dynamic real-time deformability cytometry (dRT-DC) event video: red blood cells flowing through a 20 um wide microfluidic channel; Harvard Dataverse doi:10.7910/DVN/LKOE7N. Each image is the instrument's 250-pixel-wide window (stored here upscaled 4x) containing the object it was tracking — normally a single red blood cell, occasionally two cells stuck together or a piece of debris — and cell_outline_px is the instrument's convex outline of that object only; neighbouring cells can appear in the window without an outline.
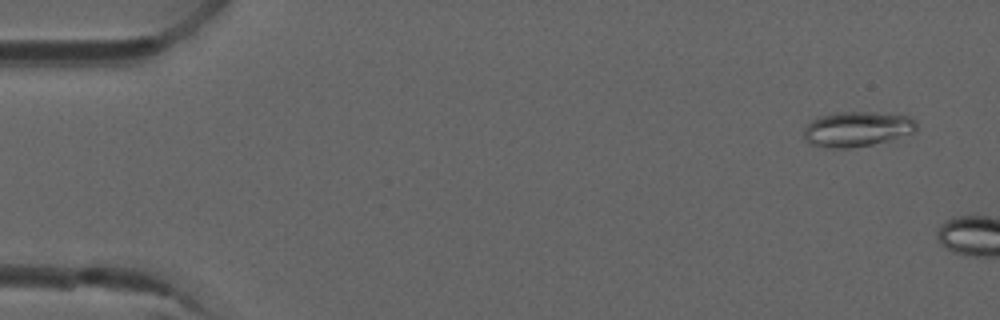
{"species": "common noctule bat (a hibernating species)", "species_latin": "Nyctalus noctula", "temperature_condition": "room temperature", "stored_images_in_passage": 2, "camera_frame_rate_fps": 3000, "um_per_image_px": 0.085, "animal": {"sex": "male", "forearm_length_mm": 52.5}, "frame": {"image": 1, "passage_image": 1, "time_ms": 0.0, "image_size_px": [1000, 320], "cell_outline_px": [[916, 132], [888, 140], [872, 144], [848, 148], [828, 148], [812, 144], [804, 140], [804, 128], [812, 120], [820, 116], [836, 112], [872, 112], [908, 116], [916, 120]], "centroid_in_image_um": [72.84, 10.97], "position_along_channel_um": 12.2, "area_um2": 22.95}}